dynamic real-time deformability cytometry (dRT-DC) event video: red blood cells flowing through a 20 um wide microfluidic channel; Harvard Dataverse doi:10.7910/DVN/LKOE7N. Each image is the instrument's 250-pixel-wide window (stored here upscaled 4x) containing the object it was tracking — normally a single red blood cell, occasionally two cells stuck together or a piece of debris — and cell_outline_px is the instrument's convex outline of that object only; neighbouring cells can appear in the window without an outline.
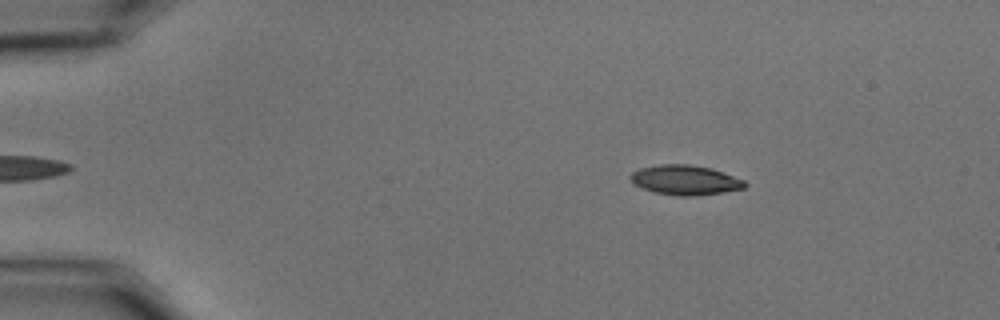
{"species": "common noctule bat (a hibernating species)", "species_latin": "Nyctalus noctula", "temperature_condition": "cold", "stored_images_in_passage": 53, "camera_frame_rate_fps": 3000, "um_per_image_px": 0.085, "animal": {"sex": "male", "body_mass_g": 15.6}, "frame": {"image": 1, "passage_image": 5, "time_ms": 1.333, "image_size_px": [1000, 320], "cell_outline_px": [[748, 184], [744, 188], [724, 192], [696, 196], [680, 196], [656, 192], [632, 184], [628, 176], [632, 172], [640, 168], [660, 164], [688, 164], [712, 168], [744, 180]], "centroid_in_image_um": [58.23, 15.3], "position_along_channel_um": 26.8, "area_um2": 19.88}}
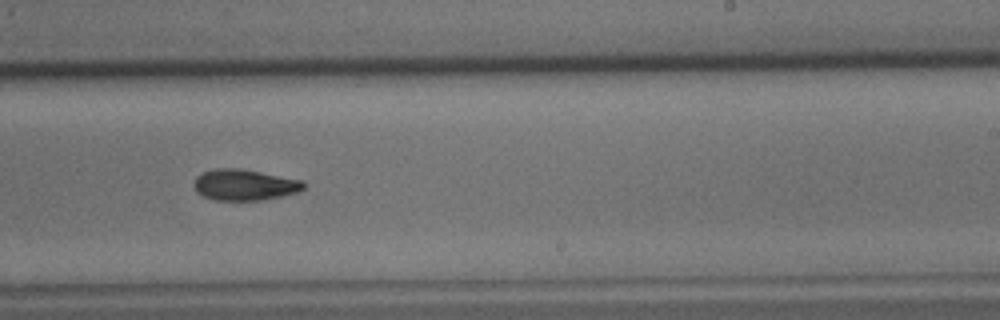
{"frame": {"image": 2, "passage_image": 32, "time_ms": 10.333, "image_size_px": [1000, 320], "cell_outline_px": [[304, 188], [296, 192], [280, 196], [260, 200], [216, 200], [204, 196], [196, 192], [196, 176], [204, 172], [216, 168], [236, 168], [260, 172], [304, 180]], "centroid_in_image_um": [20.79, 15.71], "position_along_channel_um": 268.2, "area_um2": 19.48}}
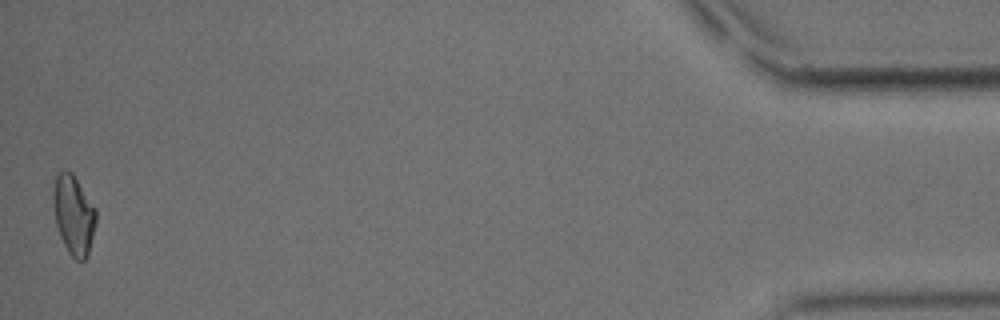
{"frame": {"image": 3, "passage_image": 53, "time_ms": 17.333, "image_size_px": [1000, 320], "cell_outline_px": [[96, 224], [88, 256], [84, 260], [76, 260], [68, 252], [60, 236], [56, 224], [52, 200], [52, 188], [56, 176], [60, 172], [72, 172], [96, 208]], "centroid_in_image_um": [6.26, 18.27], "position_along_channel_um": 428.9, "area_um2": 19.88}, "authors_computed_cell_mechanics": {"area_um2": 19.7676, "velocity_mm_per_s": 3.502, "shape_relaxation_time_tau1_ms": 6.3307, "shape_relaxation_time_tau2_ms": null, "deformation_change_tau1": 0.1458, "deformation_change_tau2": null}}